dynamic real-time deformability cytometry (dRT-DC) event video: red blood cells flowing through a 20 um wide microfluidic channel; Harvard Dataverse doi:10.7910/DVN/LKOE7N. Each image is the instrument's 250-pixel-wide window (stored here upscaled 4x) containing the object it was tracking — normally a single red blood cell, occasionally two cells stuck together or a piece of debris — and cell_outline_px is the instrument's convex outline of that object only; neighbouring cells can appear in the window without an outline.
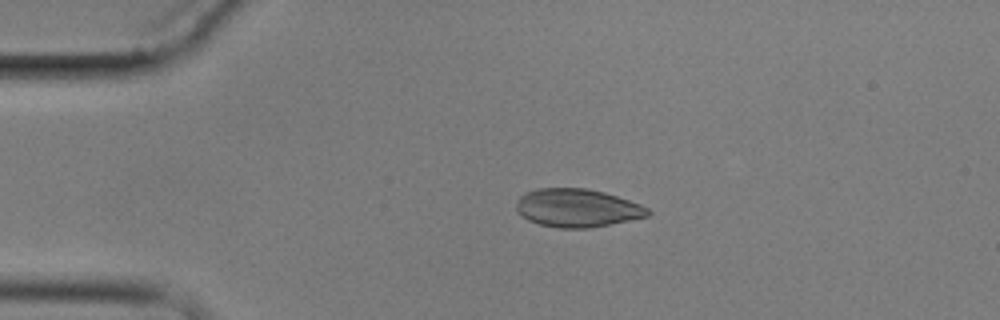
{"species": "common noctule bat (a hibernating species)", "species_latin": "Nyctalus noctula", "temperature_condition": "cold", "stored_images_in_passage": 4, "camera_frame_rate_fps": 3000, "um_per_image_px": 0.085, "animal": {"sex": "male", "body_mass_g": 17.9}, "frame": {"image": 1, "passage_image": 3, "time_ms": 2.333, "image_size_px": [1000, 320], "cell_outline_px": [[652, 212], [648, 216], [588, 228], [560, 228], [540, 224], [528, 220], [516, 212], [516, 204], [520, 196], [524, 192], [536, 188], [588, 188], [604, 192], [640, 204], [648, 208]], "centroid_in_image_um": [49.03, 17.66], "position_along_channel_um": 36.0, "area_um2": 29.25}}